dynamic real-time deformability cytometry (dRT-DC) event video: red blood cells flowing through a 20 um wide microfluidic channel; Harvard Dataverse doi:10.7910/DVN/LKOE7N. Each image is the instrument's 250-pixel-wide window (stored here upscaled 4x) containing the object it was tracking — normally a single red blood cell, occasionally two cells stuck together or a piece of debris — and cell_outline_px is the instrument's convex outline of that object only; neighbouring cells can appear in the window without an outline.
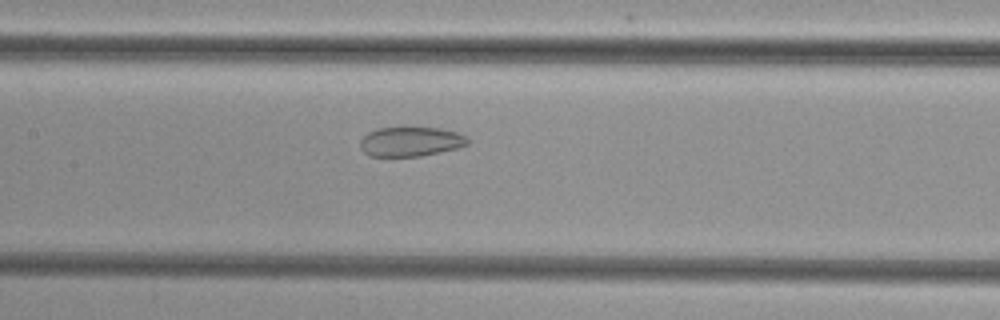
{"species": "common noctule bat (a hibernating species)", "species_latin": "Nyctalus noctula", "temperature_condition": "cold", "stored_images_in_passage": 36, "camera_frame_rate_fps": 3000, "um_per_image_px": 0.085, "animal": {"sex": "female", "body_mass_g": 29.2, "forearm_length_mm": 56.3}, "frame": {"image": 1, "passage_image": 10, "time_ms": 3.0, "image_size_px": [1000, 320], "cell_outline_px": [[468, 144], [460, 148], [420, 156], [368, 156], [360, 148], [360, 140], [368, 132], [376, 128], [404, 124], [440, 128], [456, 132], [464, 136], [468, 140]], "centroid_in_image_um": [34.87, 11.98], "position_along_channel_um": 172.5, "area_um2": 19.36}}
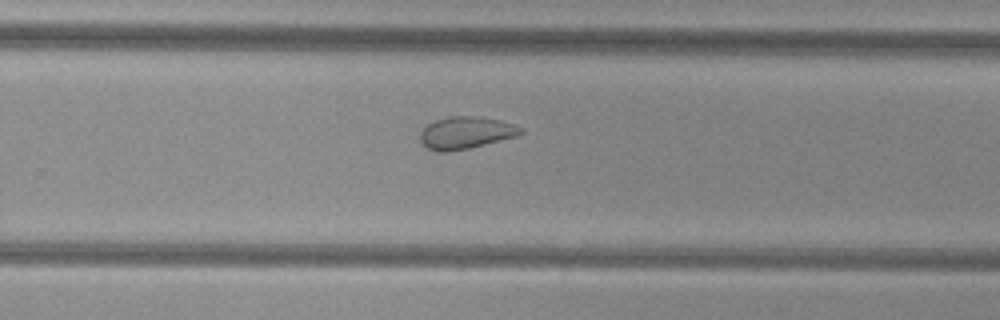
{"frame": {"image": 2, "passage_image": 19, "time_ms": 6.0, "image_size_px": [1000, 320], "cell_outline_px": [[524, 132], [516, 136], [468, 148], [448, 152], [436, 152], [428, 148], [420, 140], [420, 132], [428, 124], [436, 120], [452, 116], [480, 116], [500, 120], [516, 124], [524, 128]], "centroid_in_image_um": [39.62, 11.27], "position_along_channel_um": 290.2, "area_um2": 18.84}}
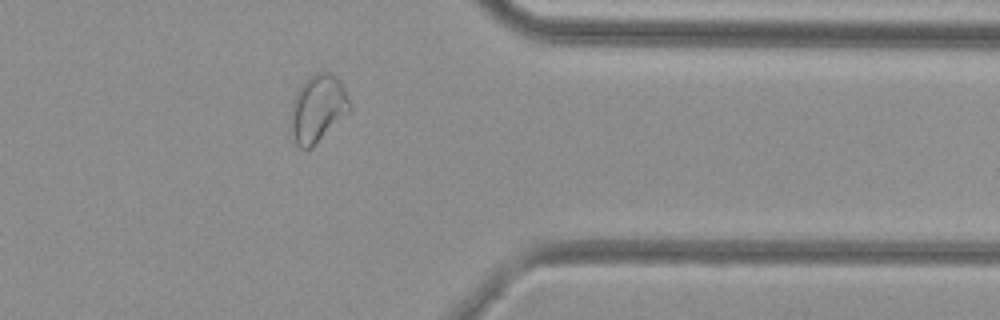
{"frame": {"image": 3, "passage_image": 27, "time_ms": 8.667, "image_size_px": [1000, 320], "cell_outline_px": [[352, 108], [312, 148], [300, 148], [296, 144], [288, 128], [288, 120], [292, 104], [296, 92], [300, 84], [308, 76], [316, 72], [328, 72], [336, 76], [340, 80], [344, 88]], "centroid_in_image_um": [26.95, 9.22], "position_along_channel_um": 384.4, "area_um2": 23.52}}